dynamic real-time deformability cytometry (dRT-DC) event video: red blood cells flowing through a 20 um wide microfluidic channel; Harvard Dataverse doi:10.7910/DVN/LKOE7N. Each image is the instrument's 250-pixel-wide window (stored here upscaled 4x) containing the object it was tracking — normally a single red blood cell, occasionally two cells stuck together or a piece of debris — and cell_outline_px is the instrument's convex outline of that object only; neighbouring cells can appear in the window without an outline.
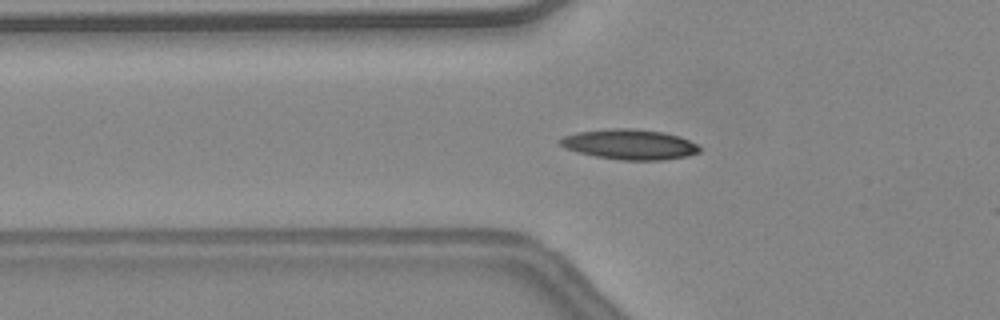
{"species": "common noctule bat (a hibernating species)", "species_latin": "Nyctalus noctula", "temperature_condition": "warm", "stored_images_in_passage": 3, "camera_frame_rate_fps": 3000, "um_per_image_px": 0.085, "animal": {"sex": "female", "body_mass_g": 24.6, "forearm_length_mm": 56.2}, "frame": {"image": 1, "passage_image": 2, "time_ms": 0.333, "image_size_px": [1000, 320], "cell_outline_px": [[700, 152], [688, 156], [664, 160], [620, 160], [596, 156], [564, 148], [556, 140], [564, 136], [576, 132], [608, 128], [632, 128], [664, 132], [680, 136], [696, 144], [700, 148]], "centroid_in_image_um": [53.51, 12.26], "position_along_channel_um": 72.3, "area_um2": 24.68}}